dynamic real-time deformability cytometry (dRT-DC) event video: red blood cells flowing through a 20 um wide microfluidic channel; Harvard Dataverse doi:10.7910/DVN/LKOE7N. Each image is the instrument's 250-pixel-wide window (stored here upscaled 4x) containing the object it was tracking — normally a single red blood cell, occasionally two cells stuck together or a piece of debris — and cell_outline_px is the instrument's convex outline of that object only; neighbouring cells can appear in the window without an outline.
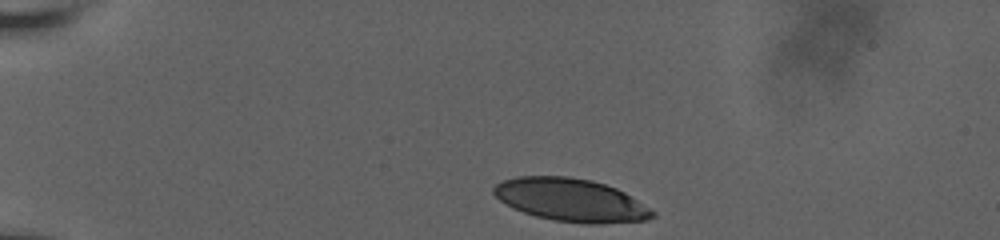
{"species": "human", "species_latin": "Homo sapiens", "temperature_condition": "room temperature", "stored_images_in_passage": 38, "camera_frame_rate_fps": 3000, "um_per_image_px": 0.085, "donor": {"sex": "male"}, "frame": {"image": 1, "passage_image": 1, "time_ms": 0.0, "image_size_px": [1000, 240], "cell_outline_px": [[656, 216], [648, 220], [600, 224], [584, 224], [552, 220], [536, 216], [512, 208], [500, 200], [492, 192], [492, 188], [496, 184], [504, 180], [516, 176], [568, 176], [592, 180], [616, 188], [624, 192], [656, 212]], "centroid_in_image_um": [48.53, 17.01], "position_along_channel_um": 36.5, "area_um2": 39.88}}
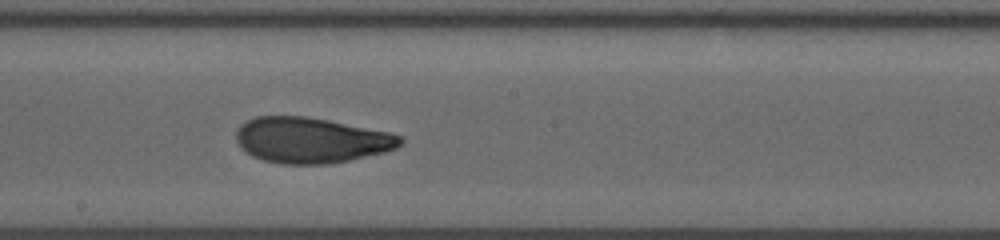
{"frame": {"image": 2, "passage_image": 22, "time_ms": 7.0, "image_size_px": [1000, 240], "cell_outline_px": [[404, 140], [396, 148], [384, 152], [348, 160], [328, 164], [280, 164], [264, 160], [252, 156], [244, 152], [236, 140], [236, 128], [240, 124], [256, 116], [308, 116], [388, 132], [400, 136]], "centroid_in_image_um": [26.39, 11.91], "position_along_channel_um": 221.8, "area_um2": 43.58}}
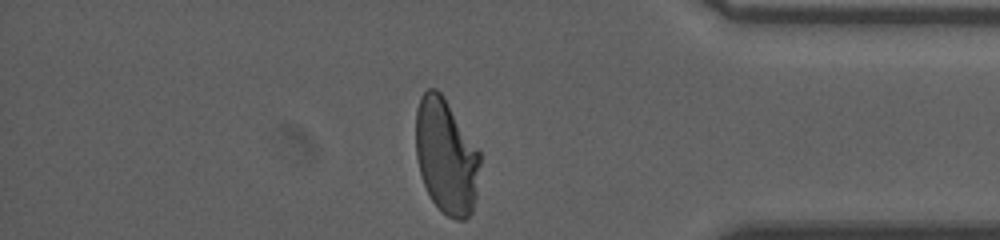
{"frame": {"image": 3, "passage_image": 38, "time_ms": 12.333, "image_size_px": [1000, 240], "cell_outline_px": [[480, 164], [476, 196], [472, 212], [464, 220], [456, 220], [448, 216], [432, 200], [424, 184], [420, 172], [416, 156], [416, 108], [420, 96], [428, 88], [436, 88], [444, 96], [480, 152]], "centroid_in_image_um": [37.92, 13.26], "position_along_channel_um": 397.3, "area_um2": 43.0}, "authors_computed_cell_mechanics": {"area_um2": 43.1477, "velocity_mm_per_s": 3.6534, "shape_relaxation_time_tau1_ms": 7.9016, "shape_relaxation_time_tau2_ms": 1.2832, "deformation_change_tau1": 0.2312, "deformation_change_tau2": 0.0749}}